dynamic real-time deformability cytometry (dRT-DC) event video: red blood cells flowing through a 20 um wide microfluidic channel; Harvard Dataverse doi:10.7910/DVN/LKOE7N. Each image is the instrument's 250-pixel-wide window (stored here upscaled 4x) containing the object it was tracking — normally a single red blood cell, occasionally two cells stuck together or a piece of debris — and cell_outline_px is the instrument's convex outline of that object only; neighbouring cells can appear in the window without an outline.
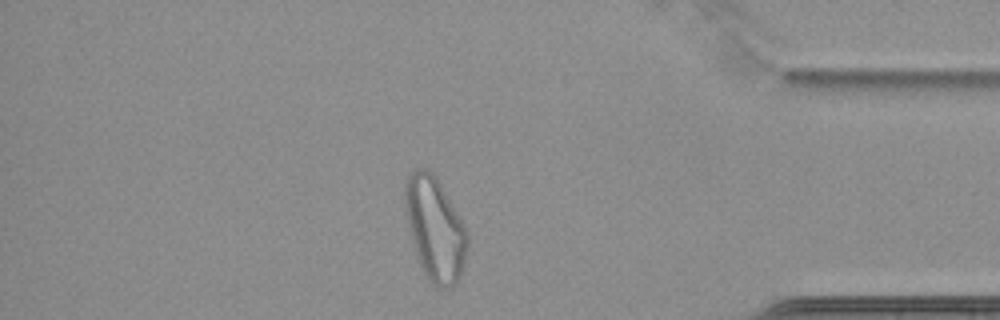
{"species": "common noctule bat (a hibernating species)", "species_latin": "Nyctalus noctula", "temperature_condition": "cold", "stored_images_in_passage": 56, "camera_frame_rate_fps": 3000, "um_per_image_px": 0.085, "animal": {"sex": "female", "body_mass_g": 22.7, "forearm_length_mm": 54.2}, "frame": {"image": 1, "passage_image": 48, "time_ms": 15.667, "image_size_px": [1000, 320], "cell_outline_px": [[468, 244], [460, 276], [456, 284], [452, 288], [440, 292], [428, 280], [420, 264], [412, 240], [408, 224], [404, 204], [404, 184], [408, 176], [412, 172], [420, 168], [424, 168], [432, 172], [436, 176], [468, 232]], "centroid_in_image_um": [36.97, 19.49], "position_along_channel_um": 398.2, "area_um2": 37.57}}